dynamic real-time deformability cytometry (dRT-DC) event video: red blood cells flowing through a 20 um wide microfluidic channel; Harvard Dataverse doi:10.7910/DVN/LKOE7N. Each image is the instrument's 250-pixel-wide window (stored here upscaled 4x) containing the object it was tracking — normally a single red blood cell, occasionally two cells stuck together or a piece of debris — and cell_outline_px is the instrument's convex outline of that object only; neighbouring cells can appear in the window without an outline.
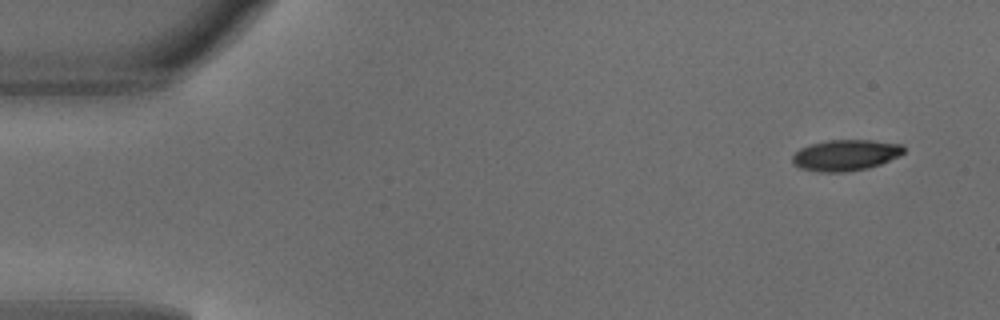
{"species": "common noctule bat (a hibernating species)", "species_latin": "Nyctalus noctula", "temperature_condition": "warm", "stored_images_in_passage": 4, "camera_frame_rate_fps": 3000, "um_per_image_px": 0.085, "animal": {"sex": "male", "body_mass_g": 18.8}, "frame": {"image": 1, "passage_image": 1, "time_ms": 0.0, "image_size_px": [1000, 320], "cell_outline_px": [[904, 152], [900, 156], [880, 164], [868, 168], [844, 172], [820, 172], [800, 168], [792, 164], [792, 156], [800, 148], [812, 144], [828, 140], [872, 140], [900, 144], [904, 148]], "centroid_in_image_um": [71.86, 13.19], "position_along_channel_um": 13.1, "area_um2": 20.11}}
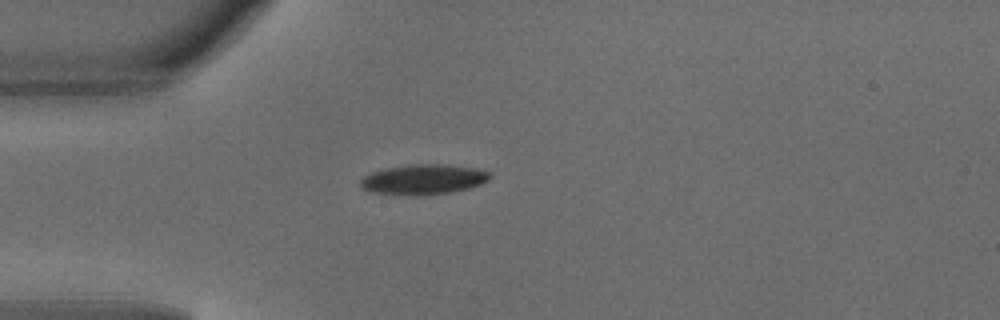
{"frame": {"image": 2, "passage_image": 4, "time_ms": 1.0, "image_size_px": [1000, 320], "cell_outline_px": [[492, 176], [488, 180], [480, 184], [468, 188], [452, 192], [416, 196], [412, 196], [368, 192], [360, 188], [360, 180], [364, 176], [372, 172], [384, 168], [408, 164], [448, 164], [476, 168], [488, 172]], "centroid_in_image_um": [35.94, 15.25], "position_along_channel_um": 49.1, "area_um2": 23.06}}